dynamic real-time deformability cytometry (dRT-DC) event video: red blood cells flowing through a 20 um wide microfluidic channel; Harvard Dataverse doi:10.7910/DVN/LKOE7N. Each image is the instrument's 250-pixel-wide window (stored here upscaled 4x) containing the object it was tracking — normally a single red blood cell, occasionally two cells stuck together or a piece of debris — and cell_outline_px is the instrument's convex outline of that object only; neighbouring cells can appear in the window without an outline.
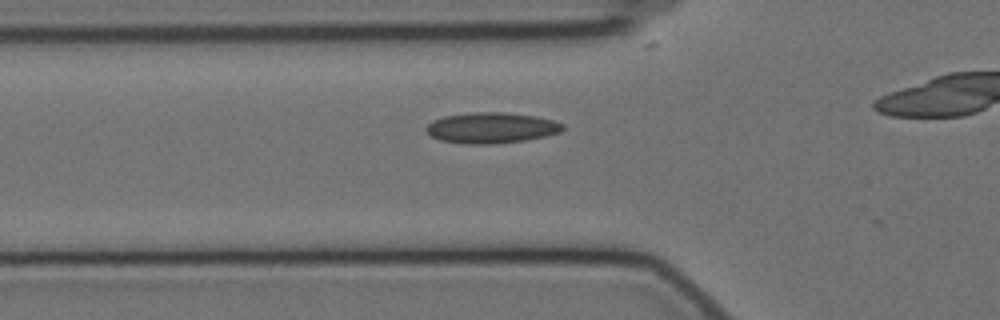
{"species": "Egyptian fruit bat (a non-hibernating species)", "species_latin": "Rousettus aegyptiacus", "temperature_condition": "cold", "stored_images_in_passage": 15, "camera_frame_rate_fps": 3000, "um_per_image_px": 0.085, "animal": {"sex": "female"}, "frame": {"image": 1, "passage_image": 14, "time_ms": 4.333, "image_size_px": [1000, 320], "cell_outline_px": [[564, 128], [560, 132], [544, 136], [524, 140], [492, 144], [464, 144], [440, 140], [432, 136], [424, 128], [432, 120], [444, 116], [472, 112], [504, 112], [536, 116], [552, 120], [564, 124]], "centroid_in_image_um": [41.74, 10.86], "position_along_channel_um": 84.1, "area_um2": 24.45}}